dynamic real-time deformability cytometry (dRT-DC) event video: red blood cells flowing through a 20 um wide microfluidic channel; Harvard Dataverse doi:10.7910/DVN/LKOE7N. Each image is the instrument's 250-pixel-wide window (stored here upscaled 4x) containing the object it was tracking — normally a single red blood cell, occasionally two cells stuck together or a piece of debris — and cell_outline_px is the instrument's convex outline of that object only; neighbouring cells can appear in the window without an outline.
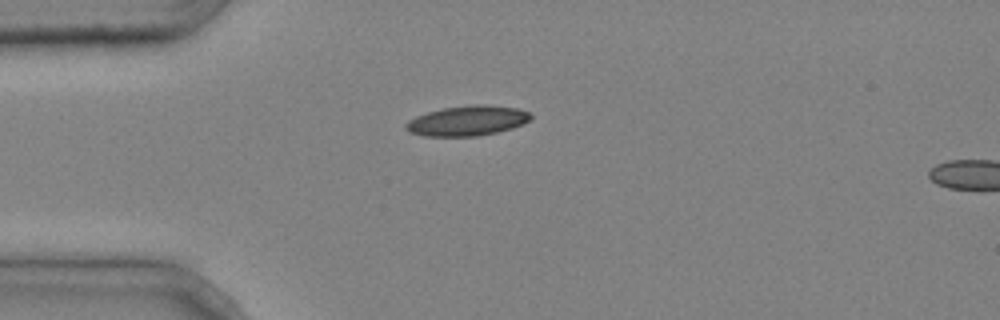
{"species": "common noctule bat (a hibernating species)", "species_latin": "Nyctalus noctula", "temperature_condition": "cold", "stored_images_in_passage": 2, "segment_of_instrument_passage": [1, 2], "camera_frame_rate_fps": 3000, "um_per_image_px": 0.085, "animal": {"sex": "male", "body_mass_g": 20.4}, "frame": {"image": 1, "passage_image": 1, "time_ms": 0.0, "image_size_px": [1000, 320], "cell_outline_px": [[532, 116], [524, 124], [512, 128], [480, 136], [424, 136], [408, 132], [404, 128], [404, 124], [408, 120], [416, 116], [428, 112], [444, 108], [476, 104], [484, 104], [520, 108], [528, 112]], "centroid_in_image_um": [39.71, 10.26], "position_along_channel_um": 45.3, "area_um2": 21.96}}